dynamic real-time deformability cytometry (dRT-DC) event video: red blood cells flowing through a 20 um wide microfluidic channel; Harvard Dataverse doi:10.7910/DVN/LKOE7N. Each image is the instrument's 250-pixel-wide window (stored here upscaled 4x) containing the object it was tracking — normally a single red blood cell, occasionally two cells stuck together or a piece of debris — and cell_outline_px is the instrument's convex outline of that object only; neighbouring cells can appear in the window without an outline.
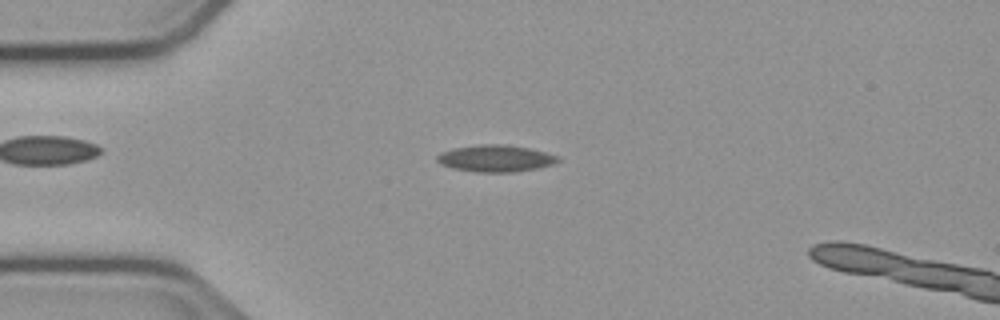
{"species": "common noctule bat (a hibernating species)", "species_latin": "Nyctalus noctula", "temperature_condition": "cold", "stored_images_in_passage": 45, "camera_frame_rate_fps": 3000, "um_per_image_px": 0.085, "animal": {"sex": "male", "body_mass_g": 23.1, "forearm_length_mm": 52.7}, "frame": {"image": 1, "passage_image": 7, "time_ms": 2.0, "image_size_px": [1000, 320], "cell_outline_px": [[560, 160], [552, 164], [540, 168], [512, 172], [476, 172], [452, 168], [440, 164], [436, 160], [436, 156], [440, 152], [452, 148], [480, 144], [504, 144], [528, 148], [544, 152], [556, 156]], "centroid_in_image_um": [42.06, 13.46], "position_along_channel_um": 42.9, "area_um2": 18.9}}
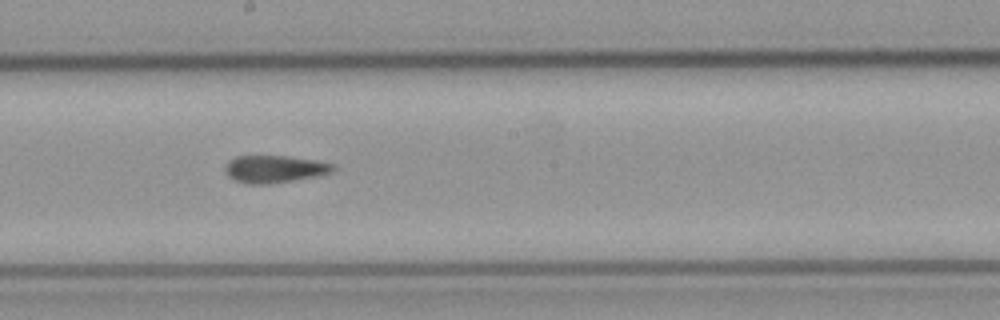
{"frame": {"image": 2, "passage_image": 23, "time_ms": 7.333, "image_size_px": [1000, 320], "cell_outline_px": [[336, 168], [332, 172], [316, 176], [268, 184], [248, 184], [236, 180], [228, 176], [224, 172], [224, 168], [228, 160], [236, 156], [288, 156], [316, 160], [336, 164]], "centroid_in_image_um": [23.33, 14.36], "position_along_channel_um": 224.9, "area_um2": 17.28}}
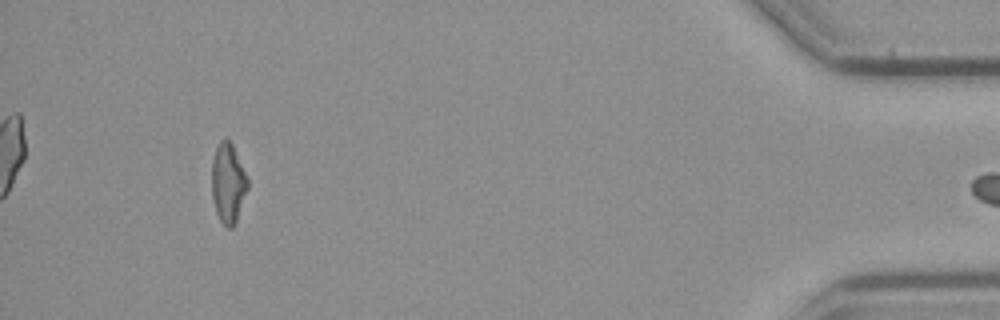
{"frame": {"image": 3, "passage_image": 44, "time_ms": 14.333, "image_size_px": [1000, 320], "cell_outline_px": [[248, 188], [236, 220], [232, 228], [228, 228], [220, 220], [216, 212], [212, 196], [212, 160], [216, 148], [220, 140], [228, 140], [232, 144], [248, 176]], "centroid_in_image_um": [19.39, 15.56], "position_along_channel_um": 415.8, "area_um2": 16.53}}